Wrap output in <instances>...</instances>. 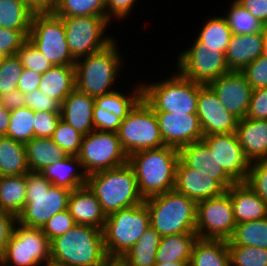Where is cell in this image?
I'll return each instance as SVG.
<instances>
[{"label":"cell","instance_id":"1","mask_svg":"<svg viewBox=\"0 0 267 266\" xmlns=\"http://www.w3.org/2000/svg\"><path fill=\"white\" fill-rule=\"evenodd\" d=\"M179 159V149L166 145L128 156V164L134 170L144 200L175 188Z\"/></svg>","mask_w":267,"mask_h":266},{"label":"cell","instance_id":"2","mask_svg":"<svg viewBox=\"0 0 267 266\" xmlns=\"http://www.w3.org/2000/svg\"><path fill=\"white\" fill-rule=\"evenodd\" d=\"M86 185L98 199L106 216L144 202L134 170L128 163L87 175Z\"/></svg>","mask_w":267,"mask_h":266},{"label":"cell","instance_id":"3","mask_svg":"<svg viewBox=\"0 0 267 266\" xmlns=\"http://www.w3.org/2000/svg\"><path fill=\"white\" fill-rule=\"evenodd\" d=\"M51 259L72 266H103L109 259L103 231L77 224L50 242Z\"/></svg>","mask_w":267,"mask_h":266},{"label":"cell","instance_id":"4","mask_svg":"<svg viewBox=\"0 0 267 266\" xmlns=\"http://www.w3.org/2000/svg\"><path fill=\"white\" fill-rule=\"evenodd\" d=\"M159 235L196 233L197 203L175 189L144 200Z\"/></svg>","mask_w":267,"mask_h":266},{"label":"cell","instance_id":"5","mask_svg":"<svg viewBox=\"0 0 267 266\" xmlns=\"http://www.w3.org/2000/svg\"><path fill=\"white\" fill-rule=\"evenodd\" d=\"M26 203L17 222L26 227L42 228L55 214L68 208L71 190L53 186L40 172L26 174Z\"/></svg>","mask_w":267,"mask_h":266},{"label":"cell","instance_id":"6","mask_svg":"<svg viewBox=\"0 0 267 266\" xmlns=\"http://www.w3.org/2000/svg\"><path fill=\"white\" fill-rule=\"evenodd\" d=\"M116 45L114 40L104 49L76 60L74 66L78 91L94 98L115 91L111 85L117 79L122 64Z\"/></svg>","mask_w":267,"mask_h":266},{"label":"cell","instance_id":"7","mask_svg":"<svg viewBox=\"0 0 267 266\" xmlns=\"http://www.w3.org/2000/svg\"><path fill=\"white\" fill-rule=\"evenodd\" d=\"M150 226V215L144 202L106 216L102 229L109 259H121Z\"/></svg>","mask_w":267,"mask_h":266},{"label":"cell","instance_id":"8","mask_svg":"<svg viewBox=\"0 0 267 266\" xmlns=\"http://www.w3.org/2000/svg\"><path fill=\"white\" fill-rule=\"evenodd\" d=\"M200 86L178 72L169 79L142 84V98L155 112L196 114Z\"/></svg>","mask_w":267,"mask_h":266},{"label":"cell","instance_id":"9","mask_svg":"<svg viewBox=\"0 0 267 266\" xmlns=\"http://www.w3.org/2000/svg\"><path fill=\"white\" fill-rule=\"evenodd\" d=\"M121 146L129 156L139 151L165 146L155 111L141 98L122 120L117 131Z\"/></svg>","mask_w":267,"mask_h":266},{"label":"cell","instance_id":"10","mask_svg":"<svg viewBox=\"0 0 267 266\" xmlns=\"http://www.w3.org/2000/svg\"><path fill=\"white\" fill-rule=\"evenodd\" d=\"M28 39L54 66L75 65L76 60L66 41L63 20L51 10L34 12Z\"/></svg>","mask_w":267,"mask_h":266},{"label":"cell","instance_id":"11","mask_svg":"<svg viewBox=\"0 0 267 266\" xmlns=\"http://www.w3.org/2000/svg\"><path fill=\"white\" fill-rule=\"evenodd\" d=\"M50 259V240L42 229L26 227L16 222L0 257V266H46Z\"/></svg>","mask_w":267,"mask_h":266},{"label":"cell","instance_id":"12","mask_svg":"<svg viewBox=\"0 0 267 266\" xmlns=\"http://www.w3.org/2000/svg\"><path fill=\"white\" fill-rule=\"evenodd\" d=\"M78 158L87 175L128 163L117 132L93 130L84 135Z\"/></svg>","mask_w":267,"mask_h":266},{"label":"cell","instance_id":"13","mask_svg":"<svg viewBox=\"0 0 267 266\" xmlns=\"http://www.w3.org/2000/svg\"><path fill=\"white\" fill-rule=\"evenodd\" d=\"M65 27L66 41L75 60L98 52L115 39L103 37L110 21L106 16L61 17Z\"/></svg>","mask_w":267,"mask_h":266},{"label":"cell","instance_id":"14","mask_svg":"<svg viewBox=\"0 0 267 266\" xmlns=\"http://www.w3.org/2000/svg\"><path fill=\"white\" fill-rule=\"evenodd\" d=\"M236 227L230 194L197 203L196 234L201 239L228 241Z\"/></svg>","mask_w":267,"mask_h":266},{"label":"cell","instance_id":"15","mask_svg":"<svg viewBox=\"0 0 267 266\" xmlns=\"http://www.w3.org/2000/svg\"><path fill=\"white\" fill-rule=\"evenodd\" d=\"M178 72L192 82L208 85L229 71L219 48L191 47L179 53Z\"/></svg>","mask_w":267,"mask_h":266},{"label":"cell","instance_id":"16","mask_svg":"<svg viewBox=\"0 0 267 266\" xmlns=\"http://www.w3.org/2000/svg\"><path fill=\"white\" fill-rule=\"evenodd\" d=\"M196 114L204 136L236 132L238 119L224 108L208 85L199 87Z\"/></svg>","mask_w":267,"mask_h":266},{"label":"cell","instance_id":"17","mask_svg":"<svg viewBox=\"0 0 267 266\" xmlns=\"http://www.w3.org/2000/svg\"><path fill=\"white\" fill-rule=\"evenodd\" d=\"M208 86L229 113L238 120L246 118L253 89L241 72L230 71Z\"/></svg>","mask_w":267,"mask_h":266},{"label":"cell","instance_id":"18","mask_svg":"<svg viewBox=\"0 0 267 266\" xmlns=\"http://www.w3.org/2000/svg\"><path fill=\"white\" fill-rule=\"evenodd\" d=\"M202 140L215 154L220 166L236 181L246 182L250 162L246 159L236 132L230 134H212Z\"/></svg>","mask_w":267,"mask_h":266},{"label":"cell","instance_id":"19","mask_svg":"<svg viewBox=\"0 0 267 266\" xmlns=\"http://www.w3.org/2000/svg\"><path fill=\"white\" fill-rule=\"evenodd\" d=\"M166 146L181 147L204 137L197 114L155 112Z\"/></svg>","mask_w":267,"mask_h":266},{"label":"cell","instance_id":"20","mask_svg":"<svg viewBox=\"0 0 267 266\" xmlns=\"http://www.w3.org/2000/svg\"><path fill=\"white\" fill-rule=\"evenodd\" d=\"M174 189L196 203L221 196L227 191L217 180L189 168L181 159L176 168Z\"/></svg>","mask_w":267,"mask_h":266},{"label":"cell","instance_id":"21","mask_svg":"<svg viewBox=\"0 0 267 266\" xmlns=\"http://www.w3.org/2000/svg\"><path fill=\"white\" fill-rule=\"evenodd\" d=\"M180 159L189 167L217 180L226 190L236 181L220 166L214 153L203 141H196L179 149Z\"/></svg>","mask_w":267,"mask_h":266},{"label":"cell","instance_id":"22","mask_svg":"<svg viewBox=\"0 0 267 266\" xmlns=\"http://www.w3.org/2000/svg\"><path fill=\"white\" fill-rule=\"evenodd\" d=\"M264 31L255 34H232L225 60L229 71L241 72L263 54Z\"/></svg>","mask_w":267,"mask_h":266},{"label":"cell","instance_id":"23","mask_svg":"<svg viewBox=\"0 0 267 266\" xmlns=\"http://www.w3.org/2000/svg\"><path fill=\"white\" fill-rule=\"evenodd\" d=\"M95 98L76 88L63 100L61 119L83 135L94 130L93 107Z\"/></svg>","mask_w":267,"mask_h":266},{"label":"cell","instance_id":"24","mask_svg":"<svg viewBox=\"0 0 267 266\" xmlns=\"http://www.w3.org/2000/svg\"><path fill=\"white\" fill-rule=\"evenodd\" d=\"M227 192L232 201L236 224L267 217V204L246 182L234 183Z\"/></svg>","mask_w":267,"mask_h":266},{"label":"cell","instance_id":"25","mask_svg":"<svg viewBox=\"0 0 267 266\" xmlns=\"http://www.w3.org/2000/svg\"><path fill=\"white\" fill-rule=\"evenodd\" d=\"M236 134L246 159L251 163L266 160L267 120H238Z\"/></svg>","mask_w":267,"mask_h":266},{"label":"cell","instance_id":"26","mask_svg":"<svg viewBox=\"0 0 267 266\" xmlns=\"http://www.w3.org/2000/svg\"><path fill=\"white\" fill-rule=\"evenodd\" d=\"M76 224L103 229L106 215L101 205L87 185L71 191L68 208Z\"/></svg>","mask_w":267,"mask_h":266},{"label":"cell","instance_id":"27","mask_svg":"<svg viewBox=\"0 0 267 266\" xmlns=\"http://www.w3.org/2000/svg\"><path fill=\"white\" fill-rule=\"evenodd\" d=\"M75 167H80L79 169L82 168V171H76L77 168ZM40 173L51 182L53 186L64 187L71 191L85 186L87 183V174L83 170L82 163L78 156L68 155L64 159H60L44 168Z\"/></svg>","mask_w":267,"mask_h":266},{"label":"cell","instance_id":"28","mask_svg":"<svg viewBox=\"0 0 267 266\" xmlns=\"http://www.w3.org/2000/svg\"><path fill=\"white\" fill-rule=\"evenodd\" d=\"M75 88V66L58 65L42 74L38 89L62 104Z\"/></svg>","mask_w":267,"mask_h":266},{"label":"cell","instance_id":"29","mask_svg":"<svg viewBox=\"0 0 267 266\" xmlns=\"http://www.w3.org/2000/svg\"><path fill=\"white\" fill-rule=\"evenodd\" d=\"M24 145L27 164L29 170L33 172H41L44 168L68 156L52 138L33 137Z\"/></svg>","mask_w":267,"mask_h":266},{"label":"cell","instance_id":"30","mask_svg":"<svg viewBox=\"0 0 267 266\" xmlns=\"http://www.w3.org/2000/svg\"><path fill=\"white\" fill-rule=\"evenodd\" d=\"M189 266H231L227 241L198 238Z\"/></svg>","mask_w":267,"mask_h":266},{"label":"cell","instance_id":"31","mask_svg":"<svg viewBox=\"0 0 267 266\" xmlns=\"http://www.w3.org/2000/svg\"><path fill=\"white\" fill-rule=\"evenodd\" d=\"M197 239L196 233L162 236L156 252V262L190 261L192 249Z\"/></svg>","mask_w":267,"mask_h":266},{"label":"cell","instance_id":"32","mask_svg":"<svg viewBox=\"0 0 267 266\" xmlns=\"http://www.w3.org/2000/svg\"><path fill=\"white\" fill-rule=\"evenodd\" d=\"M25 145L0 136V176H18L29 172Z\"/></svg>","mask_w":267,"mask_h":266},{"label":"cell","instance_id":"33","mask_svg":"<svg viewBox=\"0 0 267 266\" xmlns=\"http://www.w3.org/2000/svg\"><path fill=\"white\" fill-rule=\"evenodd\" d=\"M26 194V174L0 176V210L18 217L25 208Z\"/></svg>","mask_w":267,"mask_h":266},{"label":"cell","instance_id":"34","mask_svg":"<svg viewBox=\"0 0 267 266\" xmlns=\"http://www.w3.org/2000/svg\"><path fill=\"white\" fill-rule=\"evenodd\" d=\"M161 236L149 226L135 245L121 258L127 266H154Z\"/></svg>","mask_w":267,"mask_h":266},{"label":"cell","instance_id":"35","mask_svg":"<svg viewBox=\"0 0 267 266\" xmlns=\"http://www.w3.org/2000/svg\"><path fill=\"white\" fill-rule=\"evenodd\" d=\"M232 30L224 16L209 18L195 39L192 47L219 48V52L225 53Z\"/></svg>","mask_w":267,"mask_h":266},{"label":"cell","instance_id":"36","mask_svg":"<svg viewBox=\"0 0 267 266\" xmlns=\"http://www.w3.org/2000/svg\"><path fill=\"white\" fill-rule=\"evenodd\" d=\"M34 10L21 0H0V27L30 30Z\"/></svg>","mask_w":267,"mask_h":266},{"label":"cell","instance_id":"37","mask_svg":"<svg viewBox=\"0 0 267 266\" xmlns=\"http://www.w3.org/2000/svg\"><path fill=\"white\" fill-rule=\"evenodd\" d=\"M227 245H243L267 249V217L236 224Z\"/></svg>","mask_w":267,"mask_h":266},{"label":"cell","instance_id":"38","mask_svg":"<svg viewBox=\"0 0 267 266\" xmlns=\"http://www.w3.org/2000/svg\"><path fill=\"white\" fill-rule=\"evenodd\" d=\"M51 11L59 17L106 16V0H55Z\"/></svg>","mask_w":267,"mask_h":266},{"label":"cell","instance_id":"39","mask_svg":"<svg viewBox=\"0 0 267 266\" xmlns=\"http://www.w3.org/2000/svg\"><path fill=\"white\" fill-rule=\"evenodd\" d=\"M141 98L142 85L140 84L139 86H136L133 93H128L127 96L121 93V91H114L109 94L95 97V106L99 109L114 113L123 120Z\"/></svg>","mask_w":267,"mask_h":266},{"label":"cell","instance_id":"40","mask_svg":"<svg viewBox=\"0 0 267 266\" xmlns=\"http://www.w3.org/2000/svg\"><path fill=\"white\" fill-rule=\"evenodd\" d=\"M35 112L29 107L10 111V122L6 137L23 144L34 137Z\"/></svg>","mask_w":267,"mask_h":266},{"label":"cell","instance_id":"41","mask_svg":"<svg viewBox=\"0 0 267 266\" xmlns=\"http://www.w3.org/2000/svg\"><path fill=\"white\" fill-rule=\"evenodd\" d=\"M232 34H255L263 31L264 24L234 0L225 16Z\"/></svg>","mask_w":267,"mask_h":266},{"label":"cell","instance_id":"42","mask_svg":"<svg viewBox=\"0 0 267 266\" xmlns=\"http://www.w3.org/2000/svg\"><path fill=\"white\" fill-rule=\"evenodd\" d=\"M231 266H267V249L228 245Z\"/></svg>","mask_w":267,"mask_h":266},{"label":"cell","instance_id":"43","mask_svg":"<svg viewBox=\"0 0 267 266\" xmlns=\"http://www.w3.org/2000/svg\"><path fill=\"white\" fill-rule=\"evenodd\" d=\"M23 72V65L17 55L0 59V95L16 90Z\"/></svg>","mask_w":267,"mask_h":266},{"label":"cell","instance_id":"44","mask_svg":"<svg viewBox=\"0 0 267 266\" xmlns=\"http://www.w3.org/2000/svg\"><path fill=\"white\" fill-rule=\"evenodd\" d=\"M83 136V134L60 119L51 138L67 155L78 156Z\"/></svg>","mask_w":267,"mask_h":266},{"label":"cell","instance_id":"45","mask_svg":"<svg viewBox=\"0 0 267 266\" xmlns=\"http://www.w3.org/2000/svg\"><path fill=\"white\" fill-rule=\"evenodd\" d=\"M23 68L30 69L40 74L45 73L54 65L27 39L16 54Z\"/></svg>","mask_w":267,"mask_h":266},{"label":"cell","instance_id":"46","mask_svg":"<svg viewBox=\"0 0 267 266\" xmlns=\"http://www.w3.org/2000/svg\"><path fill=\"white\" fill-rule=\"evenodd\" d=\"M30 30H13L0 27V59L16 55L22 44L28 39Z\"/></svg>","mask_w":267,"mask_h":266},{"label":"cell","instance_id":"47","mask_svg":"<svg viewBox=\"0 0 267 266\" xmlns=\"http://www.w3.org/2000/svg\"><path fill=\"white\" fill-rule=\"evenodd\" d=\"M246 183L267 204V161L258 160L250 163Z\"/></svg>","mask_w":267,"mask_h":266},{"label":"cell","instance_id":"48","mask_svg":"<svg viewBox=\"0 0 267 266\" xmlns=\"http://www.w3.org/2000/svg\"><path fill=\"white\" fill-rule=\"evenodd\" d=\"M75 225H77L75 220L69 210L66 209L49 218L41 229L51 242L53 239L62 236Z\"/></svg>","mask_w":267,"mask_h":266},{"label":"cell","instance_id":"49","mask_svg":"<svg viewBox=\"0 0 267 266\" xmlns=\"http://www.w3.org/2000/svg\"><path fill=\"white\" fill-rule=\"evenodd\" d=\"M241 73L253 90L267 87V56L262 54L255 61L249 63Z\"/></svg>","mask_w":267,"mask_h":266},{"label":"cell","instance_id":"50","mask_svg":"<svg viewBox=\"0 0 267 266\" xmlns=\"http://www.w3.org/2000/svg\"><path fill=\"white\" fill-rule=\"evenodd\" d=\"M34 137L51 138L61 119L60 113L35 111Z\"/></svg>","mask_w":267,"mask_h":266},{"label":"cell","instance_id":"51","mask_svg":"<svg viewBox=\"0 0 267 266\" xmlns=\"http://www.w3.org/2000/svg\"><path fill=\"white\" fill-rule=\"evenodd\" d=\"M25 106L35 111L60 113L61 104L44 94L39 89H35L30 93L24 94Z\"/></svg>","mask_w":267,"mask_h":266},{"label":"cell","instance_id":"52","mask_svg":"<svg viewBox=\"0 0 267 266\" xmlns=\"http://www.w3.org/2000/svg\"><path fill=\"white\" fill-rule=\"evenodd\" d=\"M122 119L114 113L107 110L99 109L95 105L93 107V126L94 130L117 132Z\"/></svg>","mask_w":267,"mask_h":266},{"label":"cell","instance_id":"53","mask_svg":"<svg viewBox=\"0 0 267 266\" xmlns=\"http://www.w3.org/2000/svg\"><path fill=\"white\" fill-rule=\"evenodd\" d=\"M246 118L267 120V87L252 91Z\"/></svg>","mask_w":267,"mask_h":266},{"label":"cell","instance_id":"54","mask_svg":"<svg viewBox=\"0 0 267 266\" xmlns=\"http://www.w3.org/2000/svg\"><path fill=\"white\" fill-rule=\"evenodd\" d=\"M136 0H106V18L124 19L132 11Z\"/></svg>","mask_w":267,"mask_h":266},{"label":"cell","instance_id":"55","mask_svg":"<svg viewBox=\"0 0 267 266\" xmlns=\"http://www.w3.org/2000/svg\"><path fill=\"white\" fill-rule=\"evenodd\" d=\"M16 222L17 217L14 214L0 210V257L5 251Z\"/></svg>","mask_w":267,"mask_h":266},{"label":"cell","instance_id":"56","mask_svg":"<svg viewBox=\"0 0 267 266\" xmlns=\"http://www.w3.org/2000/svg\"><path fill=\"white\" fill-rule=\"evenodd\" d=\"M42 74L30 69L23 68L22 75L19 78L17 89L23 94L30 93L38 89Z\"/></svg>","mask_w":267,"mask_h":266},{"label":"cell","instance_id":"57","mask_svg":"<svg viewBox=\"0 0 267 266\" xmlns=\"http://www.w3.org/2000/svg\"><path fill=\"white\" fill-rule=\"evenodd\" d=\"M264 25L267 24V0H236Z\"/></svg>","mask_w":267,"mask_h":266},{"label":"cell","instance_id":"58","mask_svg":"<svg viewBox=\"0 0 267 266\" xmlns=\"http://www.w3.org/2000/svg\"><path fill=\"white\" fill-rule=\"evenodd\" d=\"M0 102L9 111L25 107V96L18 89L0 95Z\"/></svg>","mask_w":267,"mask_h":266},{"label":"cell","instance_id":"59","mask_svg":"<svg viewBox=\"0 0 267 266\" xmlns=\"http://www.w3.org/2000/svg\"><path fill=\"white\" fill-rule=\"evenodd\" d=\"M10 122V111L0 102V136H6Z\"/></svg>","mask_w":267,"mask_h":266},{"label":"cell","instance_id":"60","mask_svg":"<svg viewBox=\"0 0 267 266\" xmlns=\"http://www.w3.org/2000/svg\"><path fill=\"white\" fill-rule=\"evenodd\" d=\"M55 0H27V4L34 11L51 10Z\"/></svg>","mask_w":267,"mask_h":266},{"label":"cell","instance_id":"61","mask_svg":"<svg viewBox=\"0 0 267 266\" xmlns=\"http://www.w3.org/2000/svg\"><path fill=\"white\" fill-rule=\"evenodd\" d=\"M190 261H175V262H162L155 263L154 266H189Z\"/></svg>","mask_w":267,"mask_h":266},{"label":"cell","instance_id":"62","mask_svg":"<svg viewBox=\"0 0 267 266\" xmlns=\"http://www.w3.org/2000/svg\"><path fill=\"white\" fill-rule=\"evenodd\" d=\"M103 266H127L122 259H108Z\"/></svg>","mask_w":267,"mask_h":266},{"label":"cell","instance_id":"63","mask_svg":"<svg viewBox=\"0 0 267 266\" xmlns=\"http://www.w3.org/2000/svg\"><path fill=\"white\" fill-rule=\"evenodd\" d=\"M263 31H264V39H265L264 40L263 55L267 56V24L264 25Z\"/></svg>","mask_w":267,"mask_h":266},{"label":"cell","instance_id":"64","mask_svg":"<svg viewBox=\"0 0 267 266\" xmlns=\"http://www.w3.org/2000/svg\"><path fill=\"white\" fill-rule=\"evenodd\" d=\"M46 266H72L70 264H64V263H60L58 261H55V260H50Z\"/></svg>","mask_w":267,"mask_h":266}]
</instances>
